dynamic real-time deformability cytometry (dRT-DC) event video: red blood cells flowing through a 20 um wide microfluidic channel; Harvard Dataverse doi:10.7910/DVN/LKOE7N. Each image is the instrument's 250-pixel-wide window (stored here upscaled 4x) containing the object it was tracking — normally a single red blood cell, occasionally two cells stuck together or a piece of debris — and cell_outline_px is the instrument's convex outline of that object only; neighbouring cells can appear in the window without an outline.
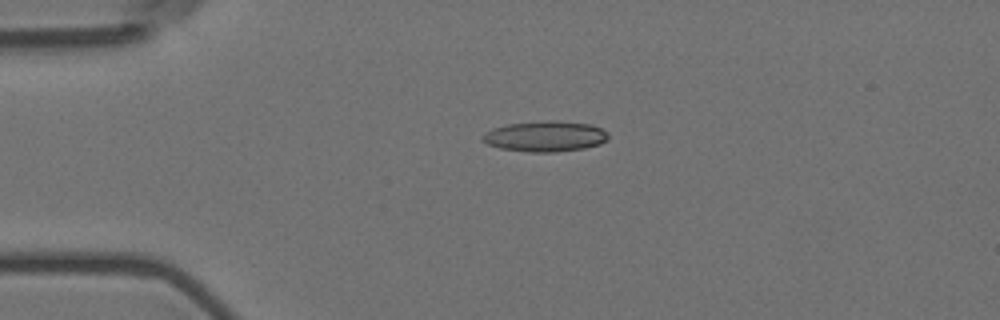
{"species": "Egyptian fruit bat (a non-hibernating species)", "species_latin": "Rousettus aegyptiacus", "temperature_condition": "room temperature", "stored_images_in_passage": 5, "camera_frame_rate_fps": 3000, "um_per_image_px": 0.085, "animal": {"sex": "female"}, "frame": {"image": 1, "passage_image": 4, "time_ms": 1.0, "image_size_px": [1000, 320], "cell_outline_px": [[608, 140], [600, 144], [584, 148], [556, 152], [528, 152], [500, 148], [488, 144], [480, 140], [480, 136], [484, 132], [492, 128], [508, 124], [544, 120], [556, 120], [592, 124], [608, 132]], "centroid_in_image_um": [46.33, 11.58], "position_along_channel_um": 38.7, "area_um2": 22.77}}